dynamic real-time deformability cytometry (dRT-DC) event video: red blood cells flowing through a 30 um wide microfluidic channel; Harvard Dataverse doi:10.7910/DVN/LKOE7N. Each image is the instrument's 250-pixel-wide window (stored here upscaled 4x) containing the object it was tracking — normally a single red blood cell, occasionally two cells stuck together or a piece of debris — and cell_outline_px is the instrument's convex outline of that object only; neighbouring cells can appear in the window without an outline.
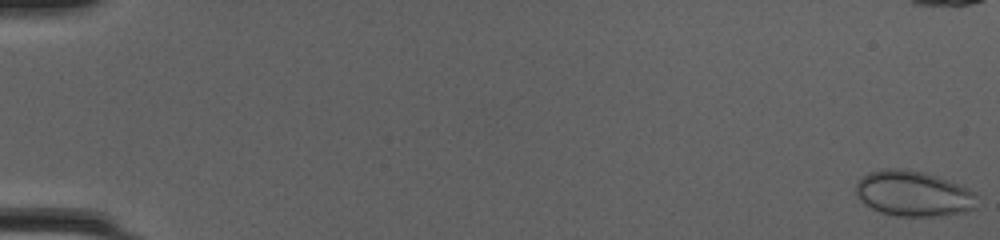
{"species": "common noctule bat (a hibernating species)", "species_latin": "Nyctalus noctula", "temperature_condition": "cold", "stored_images_in_passage": 49, "camera_frame_rate_fps": 3000, "um_per_image_px": 0.085, "animal": {"sex": "female", "body_mass_g": 20.0, "forearm_length_mm": 54.0}, "frame": {"image": 1, "passage_image": 1, "time_ms": 0.0, "image_size_px": [1000, 240], "cell_outline_px": [[976, 208], [964, 212], [932, 216], [896, 216], [880, 212], [864, 204], [856, 196], [856, 184], [868, 172], [884, 168], [904, 168], [924, 172], [936, 176], [968, 188], [976, 192]], "centroid_in_image_um": [77.62, 16.45], "position_along_channel_um": 7.4, "area_um2": 32.14}}
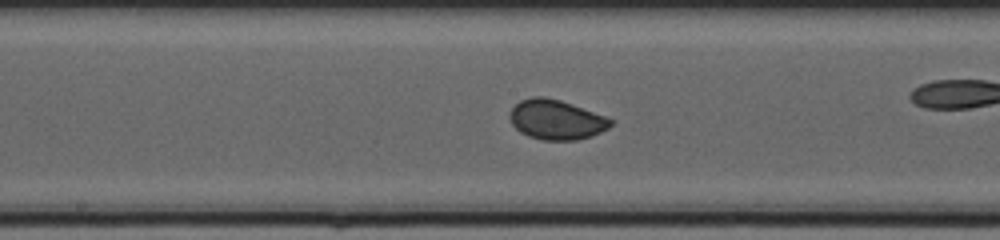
{"frame": {"image": 2, "passage_image": 28, "time_ms": 9.0, "image_size_px": [1000, 240], "cell_outline_px": [[612, 124], [608, 128], [592, 136], [576, 140], [544, 140], [528, 136], [520, 132], [512, 124], [508, 116], [512, 108], [520, 100], [532, 96], [544, 96], [560, 100], [608, 116], [612, 120]], "centroid_in_image_um": [47.28, 10.16], "position_along_channel_um": 200.9, "area_um2": 23.52}}
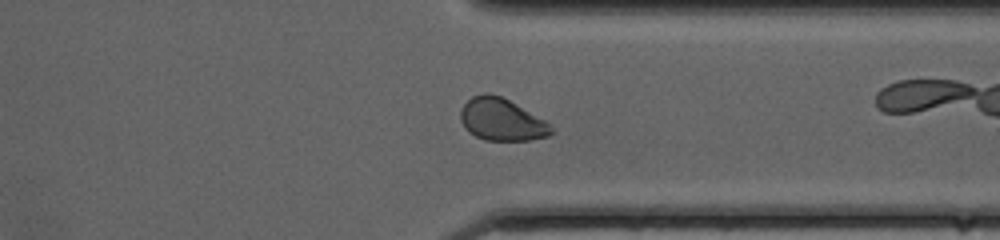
{"frame": {"image": 3, "passage_image": 40, "time_ms": 13.0, "image_size_px": [1000, 240], "cell_outline_px": [[556, 132], [548, 136], [528, 140], [484, 140], [468, 132], [464, 128], [460, 120], [460, 112], [464, 104], [472, 96], [484, 92], [488, 92], [500, 96], [508, 100], [544, 120]], "centroid_in_image_um": [42.6, 10.17], "position_along_channel_um": 368.8, "area_um2": 22.2}}